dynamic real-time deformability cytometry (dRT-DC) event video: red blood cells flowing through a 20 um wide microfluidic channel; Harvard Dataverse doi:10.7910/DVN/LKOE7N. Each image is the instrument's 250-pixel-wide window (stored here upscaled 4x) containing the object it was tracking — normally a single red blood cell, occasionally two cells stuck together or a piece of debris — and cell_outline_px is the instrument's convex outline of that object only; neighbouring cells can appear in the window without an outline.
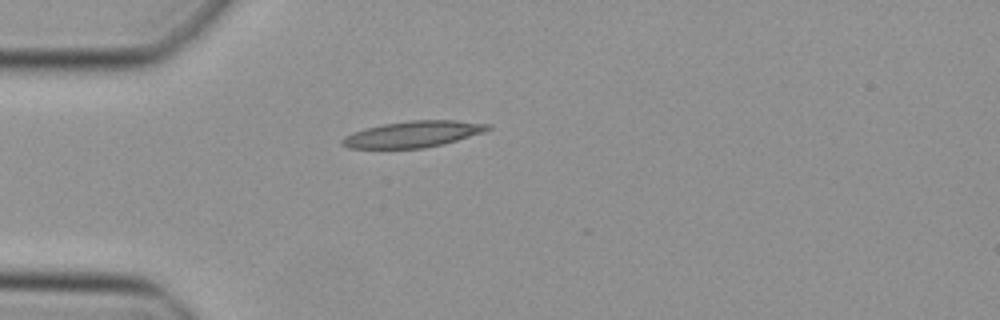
{"species": "Egyptian fruit bat (a non-hibernating species)", "species_latin": "Rousettus aegyptiacus", "temperature_condition": "cold", "stored_images_in_passage": 5, "camera_frame_rate_fps": 3000, "um_per_image_px": 0.085, "animal": {"sex": "female"}, "frame": {"image": 1, "passage_image": 1, "time_ms": 0.0, "image_size_px": [1000, 320], "cell_outline_px": [[492, 128], [484, 132], [444, 144], [424, 148], [348, 148], [340, 144], [340, 140], [344, 136], [352, 132], [364, 128], [384, 124], [412, 120], [456, 120], [492, 124]], "centroid_in_image_um": [35.11, 11.4], "position_along_channel_um": 49.9, "area_um2": 22.43}}